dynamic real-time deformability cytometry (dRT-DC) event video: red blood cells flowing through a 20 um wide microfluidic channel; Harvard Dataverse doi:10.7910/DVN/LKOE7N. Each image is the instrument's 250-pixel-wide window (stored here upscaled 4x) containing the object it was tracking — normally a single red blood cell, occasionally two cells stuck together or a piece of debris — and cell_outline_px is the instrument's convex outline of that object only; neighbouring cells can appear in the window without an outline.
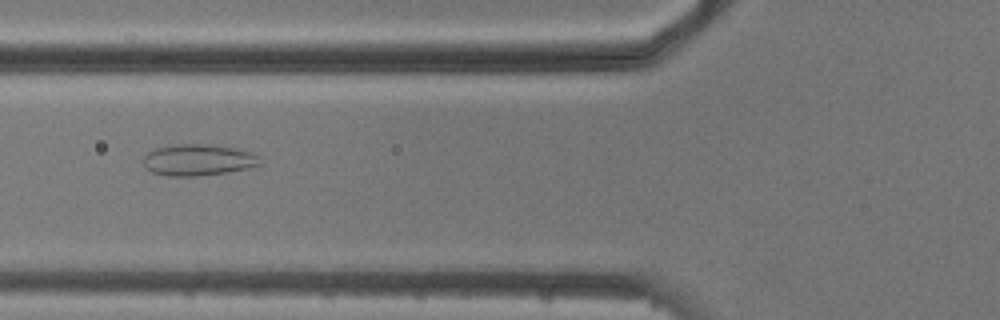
{"species": "common noctule bat (a hibernating species)", "species_latin": "Nyctalus noctula", "temperature_condition": "cold", "stored_images_in_passage": 7, "camera_frame_rate_fps": 3000, "um_per_image_px": 0.085, "animal": {"sex": "male", "body_mass_g": 20.5, "forearm_length_mm": 52.5}, "frame": {"image": 1, "passage_image": 5, "time_ms": 4.333, "image_size_px": [1000, 320], "cell_outline_px": [[264, 164], [248, 168], [228, 172], [196, 176], [168, 176], [152, 172], [144, 168], [144, 156], [148, 152], [156, 148], [176, 144], [208, 144], [236, 148], [256, 152]], "centroid_in_image_um": [16.9, 13.59], "position_along_channel_um": 108.9, "area_um2": 21.68}}
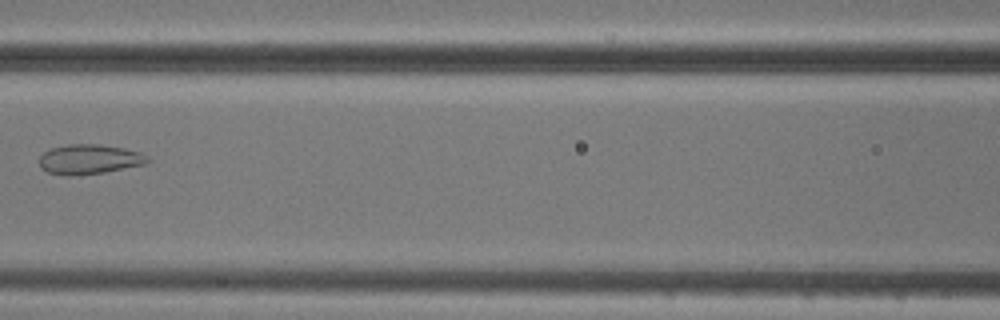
{"frame": {"image": 2, "passage_image": 6, "time_ms": 5.667, "image_size_px": [1000, 320], "cell_outline_px": [[152, 160], [148, 164], [104, 172], [72, 176], [48, 172], [40, 168], [40, 156], [48, 148], [68, 144], [100, 144], [124, 148], [140, 152], [148, 156]], "centroid_in_image_um": [7.62, 13.53], "position_along_channel_um": 159.0, "area_um2": 19.02}}